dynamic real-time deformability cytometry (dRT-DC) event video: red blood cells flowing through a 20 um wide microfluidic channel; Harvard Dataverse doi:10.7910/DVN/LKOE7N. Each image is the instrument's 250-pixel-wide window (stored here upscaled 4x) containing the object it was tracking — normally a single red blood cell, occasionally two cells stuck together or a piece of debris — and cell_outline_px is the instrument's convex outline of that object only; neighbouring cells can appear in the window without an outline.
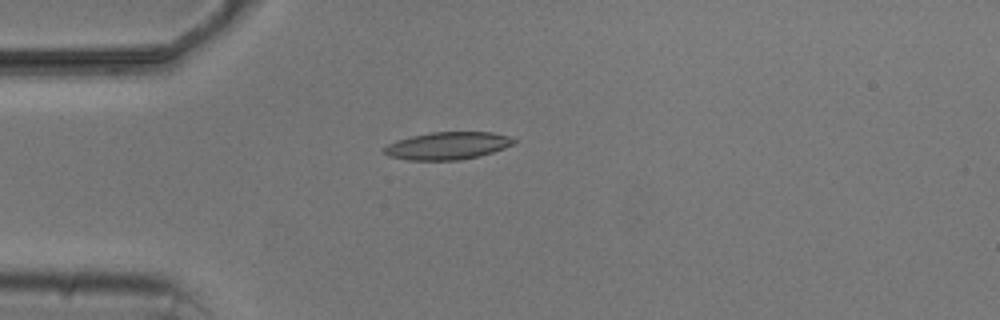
{"species": "common noctule bat (a hibernating species)", "species_latin": "Nyctalus noctula", "temperature_condition": "cold", "stored_images_in_passage": 7, "camera_frame_rate_fps": 3000, "um_per_image_px": 0.085, "animal": {"sex": "male", "body_mass_g": 20.5, "forearm_length_mm": 52.5}, "frame": {"image": 1, "passage_image": 4, "time_ms": 4.333, "image_size_px": [1000, 320], "cell_outline_px": [[516, 140], [512, 144], [504, 148], [480, 156], [460, 160], [408, 160], [388, 156], [384, 152], [384, 148], [388, 144], [396, 140], [412, 136], [432, 132], [492, 132], [508, 136]], "centroid_in_image_um": [38.03, 12.39], "position_along_channel_um": 47.0, "area_um2": 20.69}}
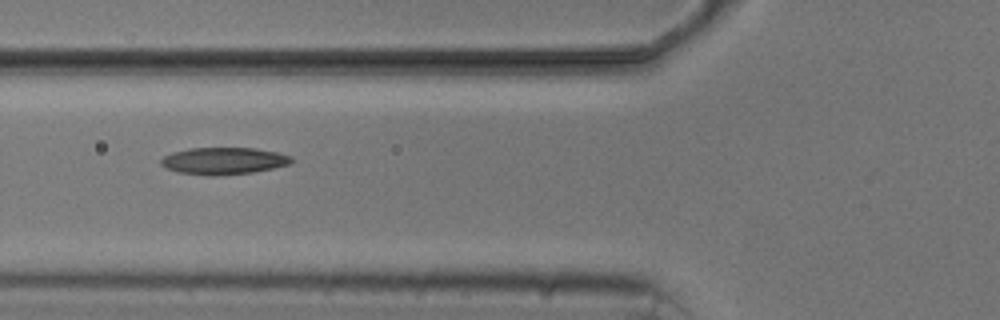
{"frame": {"image": 2, "passage_image": 6, "time_ms": 6.333, "image_size_px": [1000, 320], "cell_outline_px": [[292, 164], [252, 172], [212, 176], [208, 176], [176, 172], [164, 168], [160, 164], [160, 160], [164, 156], [172, 152], [188, 148], [256, 148], [276, 152], [292, 156]], "centroid_in_image_um": [18.97, 13.67], "position_along_channel_um": 106.8, "area_um2": 20.69}}
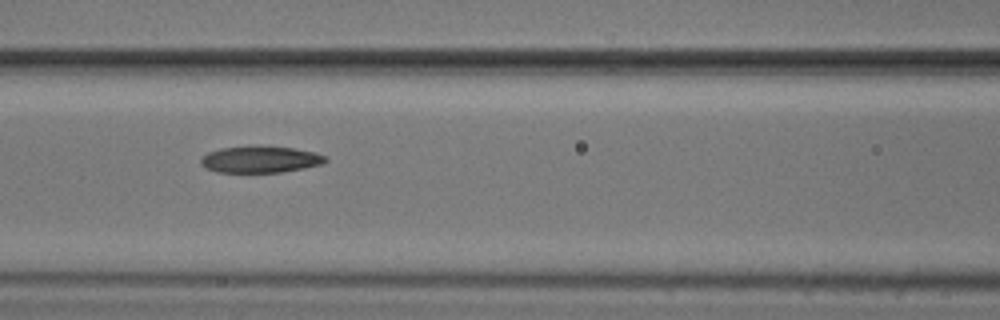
{"frame": {"image": 3, "passage_image": 7, "time_ms": 7.333, "image_size_px": [1000, 320], "cell_outline_px": [[328, 160], [320, 164], [304, 168], [280, 172], [216, 172], [204, 168], [200, 164], [200, 160], [208, 152], [220, 148], [256, 144], [292, 148], [316, 152], [324, 156]], "centroid_in_image_um": [22.08, 13.53], "position_along_channel_um": 144.5, "area_um2": 19.65}}